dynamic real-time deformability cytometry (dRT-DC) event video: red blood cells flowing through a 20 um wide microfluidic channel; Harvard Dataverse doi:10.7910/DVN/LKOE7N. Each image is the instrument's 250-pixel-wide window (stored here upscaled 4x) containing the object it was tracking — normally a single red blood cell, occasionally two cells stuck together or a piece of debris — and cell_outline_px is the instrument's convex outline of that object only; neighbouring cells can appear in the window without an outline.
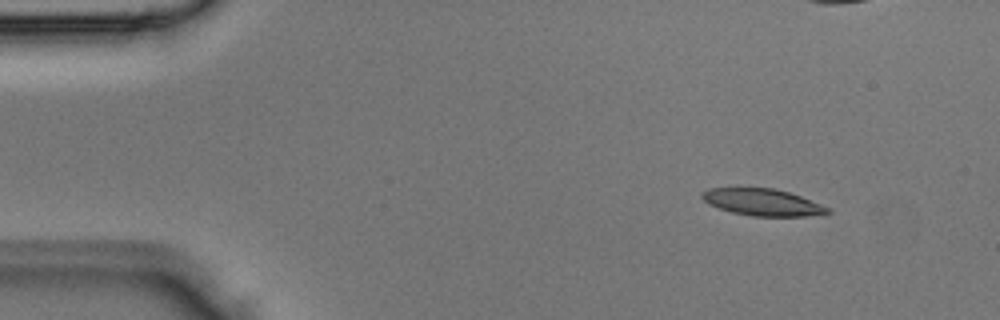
{"species": "Egyptian fruit bat (a non-hibernating species)", "species_latin": "Rousettus aegyptiacus", "temperature_condition": "room temperature", "stored_images_in_passage": 4, "camera_frame_rate_fps": 3000, "um_per_image_px": 0.085, "animal": {"sex": "male"}, "frame": {"image": 1, "passage_image": 1, "time_ms": 0.0, "image_size_px": [1000, 320], "cell_outline_px": [[832, 212], [824, 216], [752, 216], [732, 212], [716, 208], [704, 200], [700, 196], [708, 188], [772, 188], [788, 192], [800, 196], [832, 208]], "centroid_in_image_um": [64.89, 17.21], "position_along_channel_um": 20.1, "area_um2": 19.83}}